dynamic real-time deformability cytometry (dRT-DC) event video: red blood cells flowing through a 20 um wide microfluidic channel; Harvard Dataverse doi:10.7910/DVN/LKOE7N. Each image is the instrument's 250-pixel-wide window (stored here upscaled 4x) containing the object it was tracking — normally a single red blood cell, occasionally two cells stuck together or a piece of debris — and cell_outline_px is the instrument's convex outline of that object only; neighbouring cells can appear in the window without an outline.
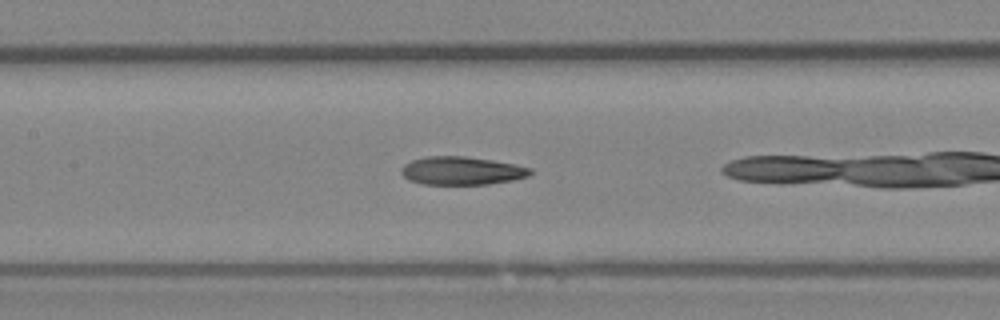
{"species": "Egyptian fruit bat (a non-hibernating species)", "species_latin": "Rousettus aegyptiacus", "temperature_condition": "room temperature", "stored_images_in_passage": 24, "camera_frame_rate_fps": 3000, "um_per_image_px": 0.085, "animal": {"sex": "female"}, "frame": {"image": 1, "passage_image": 8, "time_ms": 2.333, "image_size_px": [1000, 320], "cell_outline_px": [[532, 172], [528, 176], [512, 180], [488, 184], [424, 184], [408, 180], [400, 172], [400, 168], [404, 164], [412, 160], [428, 156], [464, 156], [492, 160], [516, 164], [532, 168]], "centroid_in_image_um": [39.23, 14.51], "position_along_channel_um": 168.2, "area_um2": 21.21}}
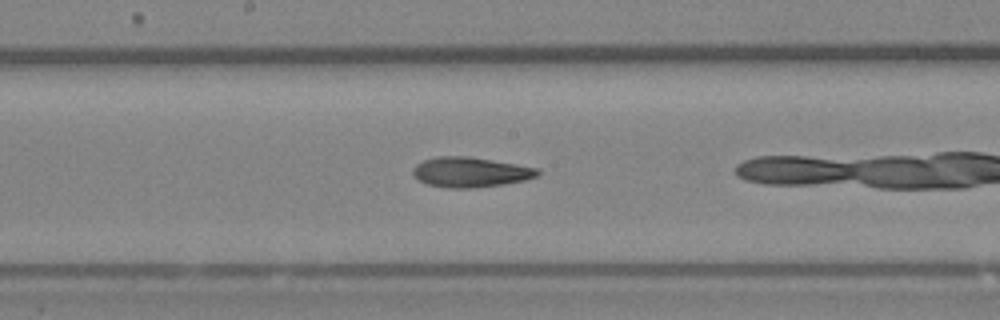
{"frame": {"image": 2, "passage_image": 11, "time_ms": 3.333, "image_size_px": [1000, 320], "cell_outline_px": [[540, 176], [524, 180], [504, 184], [472, 188], [448, 188], [428, 184], [420, 180], [412, 172], [412, 168], [416, 164], [424, 160], [436, 156], [468, 156], [516, 164], [536, 168], [540, 172]], "centroid_in_image_um": [39.99, 14.63], "position_along_channel_um": 208.2, "area_um2": 21.73}}
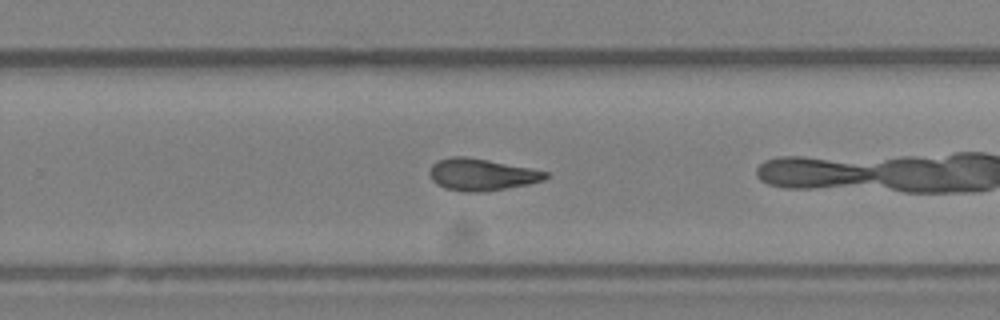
{"frame": {"image": 3, "passage_image": 17, "time_ms": 5.333, "image_size_px": [1000, 320], "cell_outline_px": [[548, 176], [544, 180], [528, 184], [504, 188], [472, 192], [464, 192], [444, 188], [436, 184], [432, 180], [428, 172], [432, 164], [436, 160], [452, 156], [464, 156], [488, 160], [532, 168], [548, 172]], "centroid_in_image_um": [40.89, 14.82], "position_along_channel_um": 288.9, "area_um2": 21.5}}